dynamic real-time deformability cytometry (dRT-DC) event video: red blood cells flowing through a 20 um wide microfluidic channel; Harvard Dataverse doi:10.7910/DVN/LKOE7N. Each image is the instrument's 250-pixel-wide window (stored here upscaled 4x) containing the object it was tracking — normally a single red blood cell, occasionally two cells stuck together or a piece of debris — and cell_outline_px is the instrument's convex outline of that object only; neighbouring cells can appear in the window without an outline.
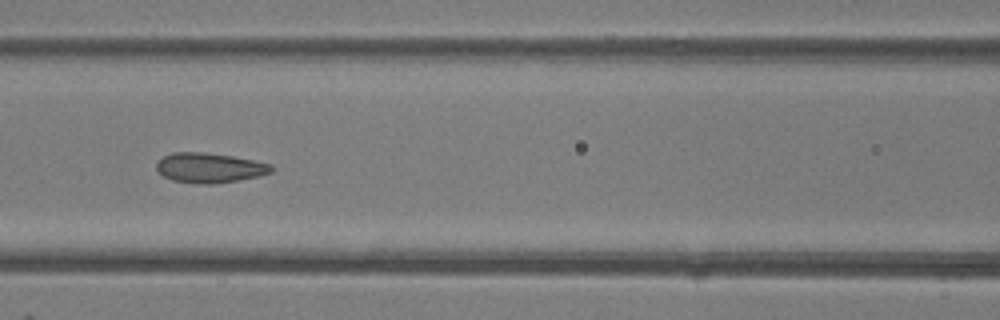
{"species": "common noctule bat (a hibernating species)", "species_latin": "Nyctalus noctula", "temperature_condition": "room temperature", "stored_images_in_passage": 37, "camera_frame_rate_fps": 3000, "um_per_image_px": 0.085, "animal": {"sex": "female"}, "frame": {"image": 1, "passage_image": 9, "time_ms": 2.667, "image_size_px": [1000, 320], "cell_outline_px": [[272, 172], [260, 176], [236, 180], [208, 184], [204, 184], [172, 180], [164, 176], [156, 168], [156, 164], [164, 156], [172, 152], [204, 152], [232, 156], [272, 164]], "centroid_in_image_um": [17.81, 14.25], "position_along_channel_um": 148.8, "area_um2": 19.71}}
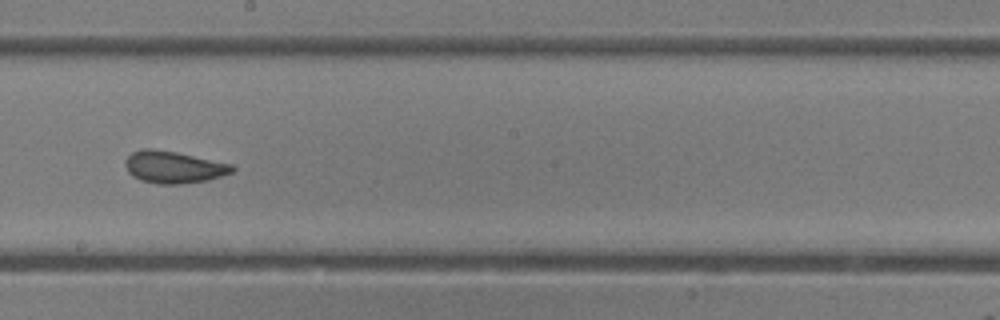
{"frame": {"image": 2, "passage_image": 15, "time_ms": 4.667, "image_size_px": [1000, 320], "cell_outline_px": [[236, 168], [232, 172], [208, 180], [180, 184], [156, 184], [140, 180], [132, 176], [128, 172], [124, 164], [124, 160], [132, 152], [144, 148], [152, 148], [176, 152], [232, 164]], "centroid_in_image_um": [14.72, 14.2], "position_along_channel_um": 233.5, "area_um2": 20.06}}
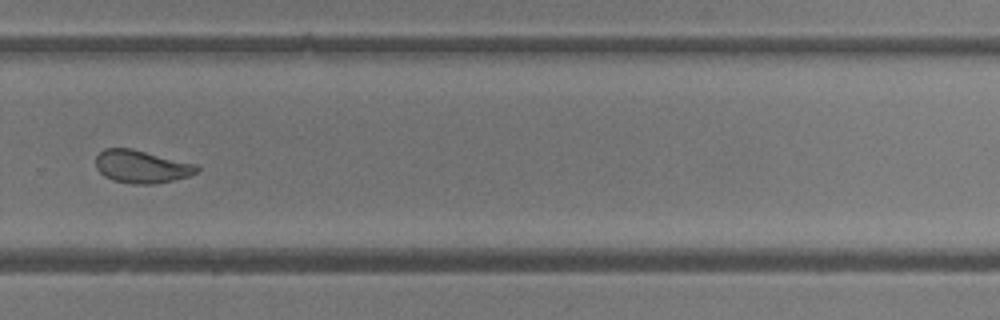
{"frame": {"image": 3, "passage_image": 21, "time_ms": 6.667, "image_size_px": [1000, 320], "cell_outline_px": [[200, 172], [188, 176], [172, 180], [152, 184], [132, 184], [112, 180], [104, 176], [96, 168], [96, 156], [104, 148], [132, 148], [196, 164], [200, 168]], "centroid_in_image_um": [12.03, 14.16], "position_along_channel_um": 317.8, "area_um2": 19.42}}